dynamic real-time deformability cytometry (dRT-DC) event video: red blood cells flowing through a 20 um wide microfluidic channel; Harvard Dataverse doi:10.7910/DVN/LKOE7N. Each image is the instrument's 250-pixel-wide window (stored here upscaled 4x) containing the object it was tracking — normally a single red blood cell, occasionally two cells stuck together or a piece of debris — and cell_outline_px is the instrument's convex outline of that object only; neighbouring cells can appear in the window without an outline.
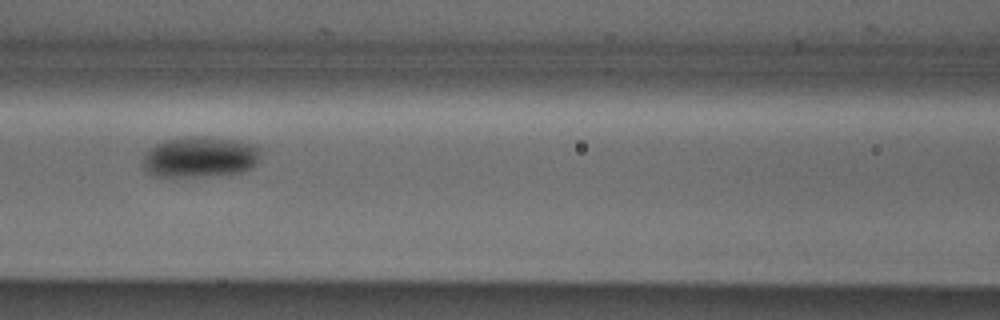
{"species": "Egyptian fruit bat (a non-hibernating species)", "species_latin": "Rousettus aegyptiacus", "temperature_condition": "cold", "stored_images_in_passage": 8, "camera_frame_rate_fps": 3000, "um_per_image_px": 0.085, "animal": {"sex": "male"}, "frame": {"image": 1, "passage_image": 6, "time_ms": 1.667, "image_size_px": [1000, 320], "cell_outline_px": [[260, 160], [252, 168], [244, 172], [212, 176], [152, 176], [144, 172], [144, 156], [148, 148], [156, 144], [168, 140], [184, 136], [212, 136], [240, 140], [256, 144], [260, 148]], "centroid_in_image_um": [17.05, 13.33], "position_along_channel_um": 149.5, "area_um2": 28.73}}
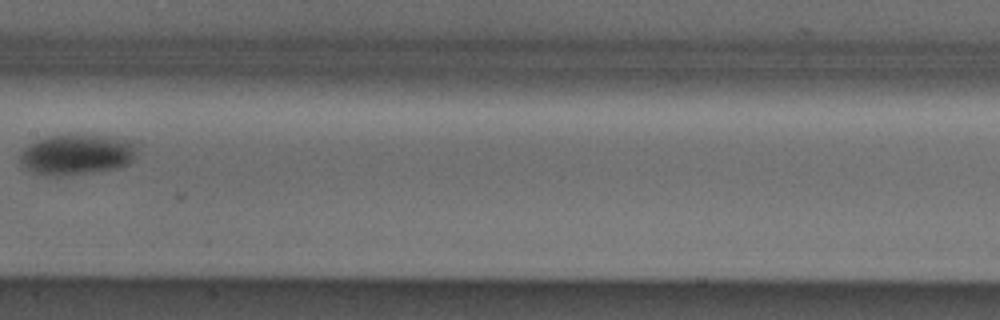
{"frame": {"image": 2, "passage_image": 7, "time_ms": 2.0, "image_size_px": [1000, 320], "cell_outline_px": [[136, 144], [132, 160], [128, 164], [116, 168], [60, 176], [48, 176], [36, 172], [28, 168], [20, 160], [20, 152], [28, 144], [36, 140], [48, 136], [108, 136], [132, 140]], "centroid_in_image_um": [6.52, 13.13], "position_along_channel_um": 200.9, "area_um2": 26.99}}
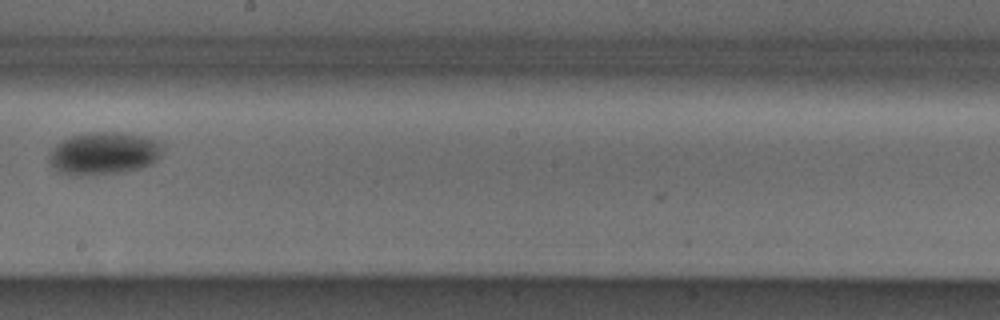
{"frame": {"image": 3, "passage_image": 8, "time_ms": 2.333, "image_size_px": [1000, 320], "cell_outline_px": [[164, 144], [160, 156], [152, 164], [140, 168], [120, 172], [56, 172], [52, 168], [48, 160], [48, 152], [56, 144], [72, 136], [88, 132], [120, 132], [144, 136], [160, 140]], "centroid_in_image_um": [8.87, 12.98], "position_along_channel_um": 239.3, "area_um2": 27.69}}